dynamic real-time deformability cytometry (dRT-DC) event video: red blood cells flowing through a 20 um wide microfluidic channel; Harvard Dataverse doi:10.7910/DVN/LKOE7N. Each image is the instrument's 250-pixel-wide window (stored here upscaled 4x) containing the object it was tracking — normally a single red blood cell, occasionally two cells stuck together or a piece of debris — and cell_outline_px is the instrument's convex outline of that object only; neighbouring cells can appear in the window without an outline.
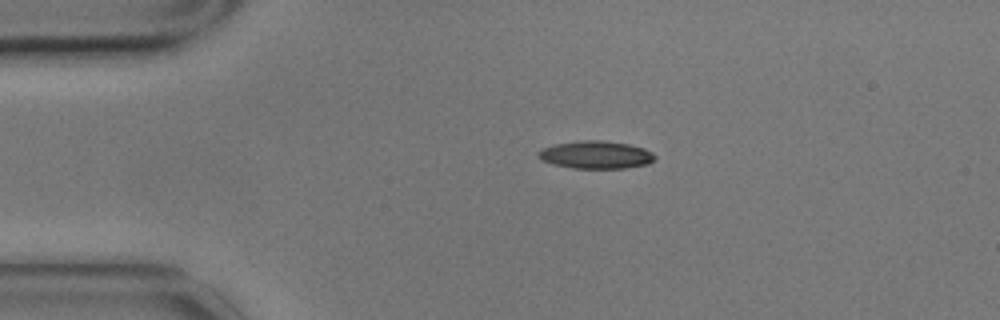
{"species": "common noctule bat (a hibernating species)", "species_latin": "Nyctalus noctula", "temperature_condition": "cold", "stored_images_in_passage": 4, "camera_frame_rate_fps": 3000, "um_per_image_px": 0.085, "animal": {"sex": "male", "body_mass_g": 17.9}, "frame": {"image": 1, "passage_image": 4, "time_ms": 1.0, "image_size_px": [1000, 320], "cell_outline_px": [[656, 160], [648, 164], [624, 168], [572, 168], [552, 164], [540, 160], [536, 156], [536, 152], [540, 148], [556, 144], [580, 140], [600, 140], [628, 144], [644, 148], [652, 152], [656, 156]], "centroid_in_image_um": [50.61, 13.16], "position_along_channel_um": 34.4, "area_um2": 19.07}}